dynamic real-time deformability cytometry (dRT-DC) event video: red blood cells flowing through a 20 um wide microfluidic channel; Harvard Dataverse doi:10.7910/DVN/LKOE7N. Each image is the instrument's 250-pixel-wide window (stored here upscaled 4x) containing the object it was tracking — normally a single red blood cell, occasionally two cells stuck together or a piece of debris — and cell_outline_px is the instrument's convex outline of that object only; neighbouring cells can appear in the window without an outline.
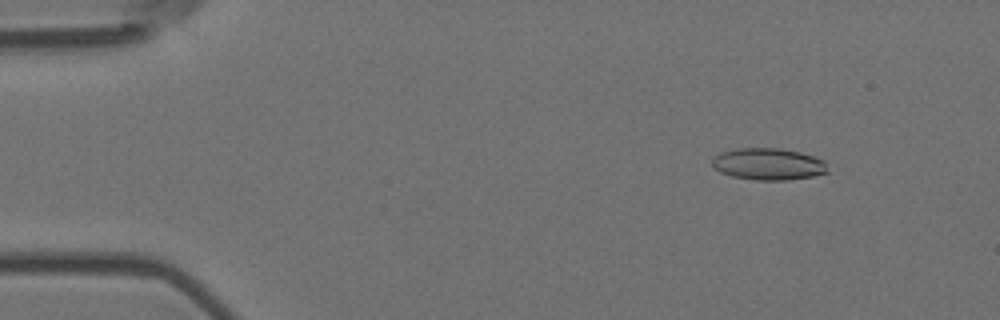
{"species": "Egyptian fruit bat (a non-hibernating species)", "species_latin": "Rousettus aegyptiacus", "temperature_condition": "room temperature", "stored_images_in_passage": 57, "camera_frame_rate_fps": 3000, "um_per_image_px": 0.085, "animal": {"sex": "female"}, "frame": {"image": 1, "passage_image": 7, "time_ms": 2.0, "image_size_px": [1000, 320], "cell_outline_px": [[828, 172], [812, 176], [788, 180], [756, 180], [732, 176], [720, 172], [712, 164], [712, 160], [720, 152], [736, 148], [780, 148], [800, 152], [824, 160]], "centroid_in_image_um": [65.3, 13.94], "position_along_channel_um": 19.7, "area_um2": 21.33}}
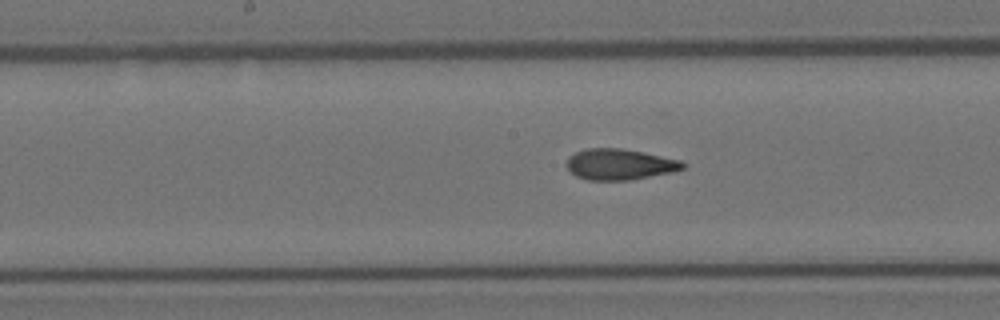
{"frame": {"image": 2, "passage_image": 29, "time_ms": 9.333, "image_size_px": [1000, 320], "cell_outline_px": [[688, 164], [684, 168], [672, 172], [628, 180], [588, 180], [576, 176], [564, 164], [568, 156], [584, 148], [620, 148], [644, 152], [680, 160]], "centroid_in_image_um": [52.65, 13.96], "position_along_channel_um": 195.5, "area_um2": 21.04}}
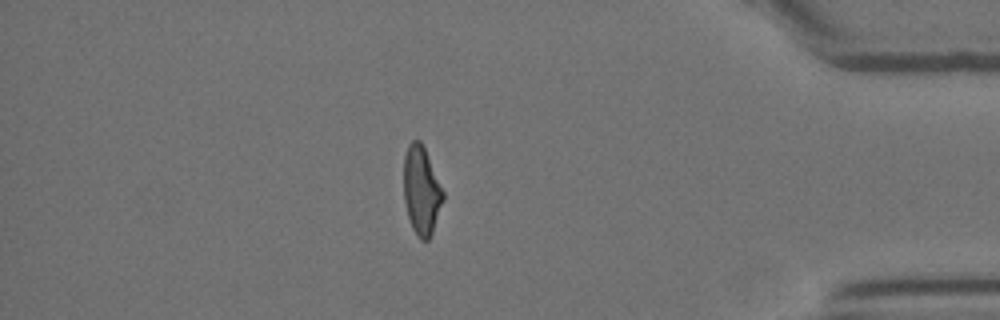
{"frame": {"image": 3, "passage_image": 49, "time_ms": 16.0, "image_size_px": [1000, 320], "cell_outline_px": [[444, 200], [432, 232], [428, 240], [420, 240], [416, 236], [412, 228], [408, 216], [404, 200], [404, 156], [408, 144], [412, 140], [420, 140], [424, 148], [444, 192]], "centroid_in_image_um": [35.82, 16.21], "position_along_channel_um": 399.4, "area_um2": 20.17}, "authors_computed_cell_mechanics": {"area_um2": 21.097, "velocity_mm_per_s": 3.6149, "shape_relaxation_time_tau1_ms": null, "shape_relaxation_time_tau2_ms": 2.2965, "deformation_change_tau1": null, "deformation_change_tau2": 0.1052}}